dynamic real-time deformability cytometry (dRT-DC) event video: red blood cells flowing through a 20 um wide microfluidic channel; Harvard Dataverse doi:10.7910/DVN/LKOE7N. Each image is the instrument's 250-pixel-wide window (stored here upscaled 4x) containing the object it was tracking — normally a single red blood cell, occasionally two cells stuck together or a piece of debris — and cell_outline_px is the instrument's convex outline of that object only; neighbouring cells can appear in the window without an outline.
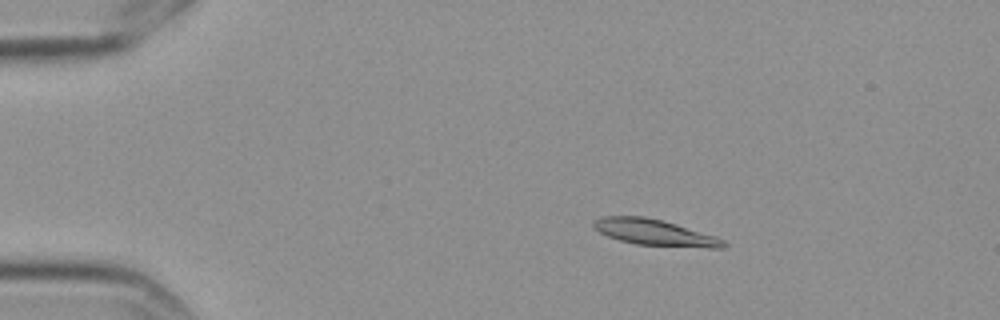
{"species": "Egyptian fruit bat (a non-hibernating species)", "species_latin": "Rousettus aegyptiacus", "temperature_condition": "cold", "stored_images_in_passage": 9, "camera_frame_rate_fps": 3000, "um_per_image_px": 0.085, "frame": {"image": 1, "passage_image": 6, "time_ms": 1.667, "image_size_px": [1000, 320], "cell_outline_px": [[728, 244], [724, 248], [708, 248], [636, 244], [620, 240], [608, 236], [600, 232], [592, 224], [596, 220], [604, 216], [644, 216], [676, 224], [716, 236], [724, 240]], "centroid_in_image_um": [55.71, 19.77], "position_along_channel_um": 29.3, "area_um2": 19.54}}
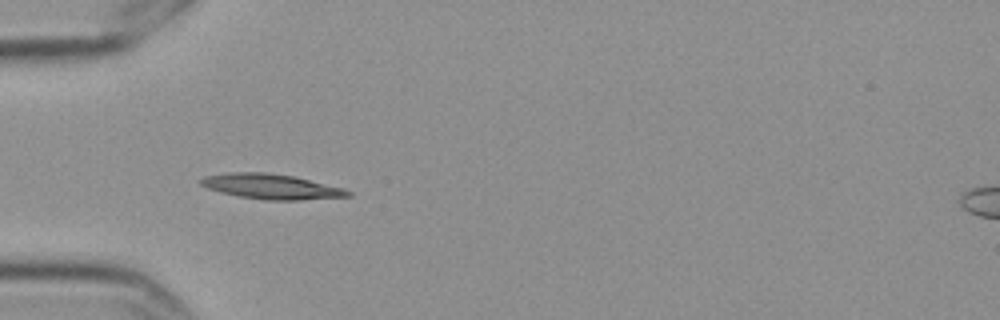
{"frame": {"image": 2, "passage_image": 8, "time_ms": 2.333, "image_size_px": [1000, 320], "cell_outline_px": [[352, 196], [300, 200], [264, 200], [240, 196], [220, 192], [208, 188], [200, 184], [196, 180], [204, 176], [232, 172], [268, 172], [296, 176], [344, 188], [352, 192]], "centroid_in_image_um": [23.07, 15.85], "position_along_channel_um": 61.9, "area_um2": 21.73}}
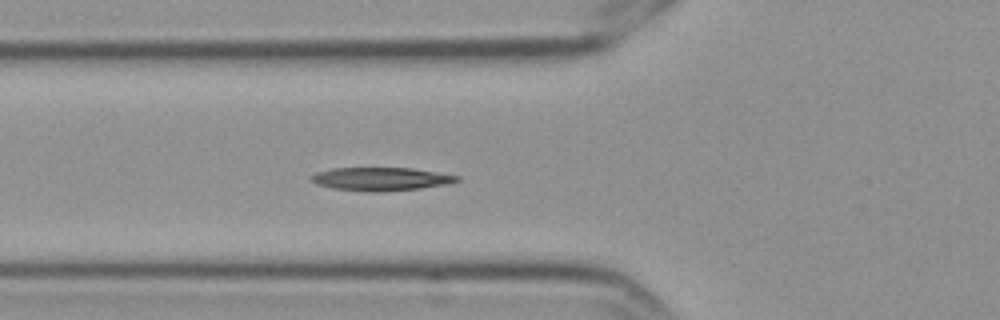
{"frame": {"image": 3, "passage_image": 9, "time_ms": 2.667, "image_size_px": [1000, 320], "cell_outline_px": [[460, 180], [448, 184], [420, 188], [380, 192], [372, 192], [332, 188], [316, 184], [312, 180], [312, 176], [316, 172], [332, 168], [412, 168], [460, 176]], "centroid_in_image_um": [32.39, 15.21], "position_along_channel_um": 93.4, "area_um2": 19.65}}